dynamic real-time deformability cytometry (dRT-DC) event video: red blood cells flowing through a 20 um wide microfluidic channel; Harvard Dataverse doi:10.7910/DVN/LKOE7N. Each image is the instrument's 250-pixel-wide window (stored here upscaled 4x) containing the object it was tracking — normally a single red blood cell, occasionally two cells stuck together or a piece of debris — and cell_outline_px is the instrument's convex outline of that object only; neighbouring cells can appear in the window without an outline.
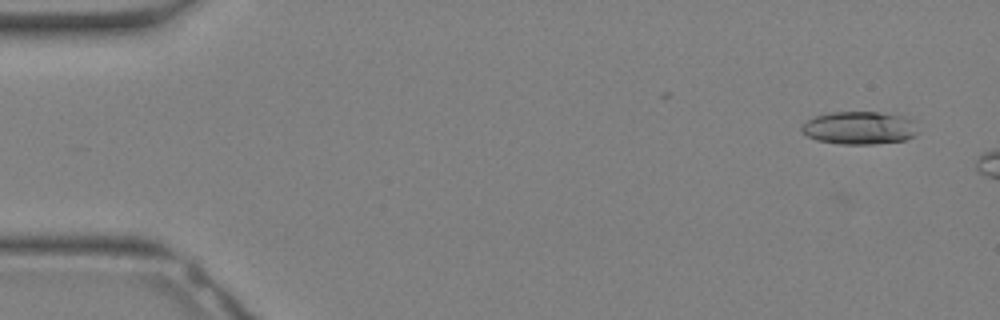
{"species": "Egyptian fruit bat (a non-hibernating species)", "species_latin": "Rousettus aegyptiacus", "temperature_condition": "warm", "stored_images_in_passage": 6, "camera_frame_rate_fps": 3000, "um_per_image_px": 0.085, "animal": {"sex": "female"}, "frame": {"image": 1, "passage_image": 2, "time_ms": 0.333, "image_size_px": [1000, 320], "cell_outline_px": [[916, 132], [912, 136], [904, 140], [872, 144], [840, 144], [816, 140], [808, 136], [800, 128], [808, 120], [816, 116], [832, 112], [880, 112], [900, 116], [916, 120]], "centroid_in_image_um": [73.05, 10.87], "position_along_channel_um": 11.9, "area_um2": 22.08}}